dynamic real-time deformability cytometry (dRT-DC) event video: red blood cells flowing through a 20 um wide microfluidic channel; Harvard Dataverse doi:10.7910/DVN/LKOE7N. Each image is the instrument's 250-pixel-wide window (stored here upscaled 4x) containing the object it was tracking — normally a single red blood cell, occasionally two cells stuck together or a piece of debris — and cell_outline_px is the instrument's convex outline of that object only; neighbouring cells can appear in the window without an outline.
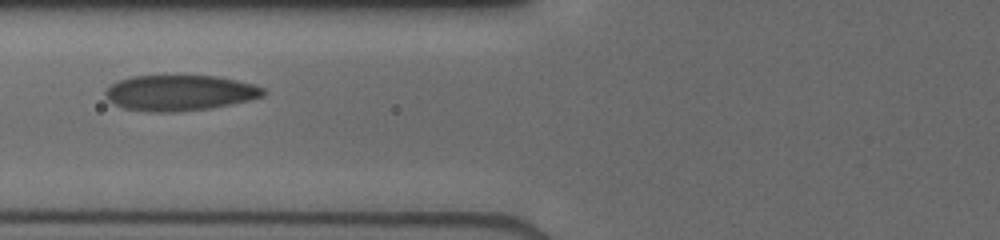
{"species": "human", "species_latin": "Homo sapiens", "temperature_condition": "cold", "stored_images_in_passage": 8, "segment_of_instrument_passage": [2, 2], "camera_frame_rate_fps": 3000, "um_per_image_px": 0.085, "donor": {"sex": "male"}, "frame": {"image": 1, "passage_image": 7, "time_ms": 3.667, "image_size_px": [1000, 240], "cell_outline_px": [[268, 92], [264, 96], [248, 100], [212, 108], [176, 112], [148, 112], [124, 108], [108, 100], [104, 96], [104, 92], [112, 84], [120, 80], [132, 76], [220, 76], [252, 84], [264, 88]], "centroid_in_image_um": [15.29, 7.9], "position_along_channel_um": 110.5, "area_um2": 32.83}}